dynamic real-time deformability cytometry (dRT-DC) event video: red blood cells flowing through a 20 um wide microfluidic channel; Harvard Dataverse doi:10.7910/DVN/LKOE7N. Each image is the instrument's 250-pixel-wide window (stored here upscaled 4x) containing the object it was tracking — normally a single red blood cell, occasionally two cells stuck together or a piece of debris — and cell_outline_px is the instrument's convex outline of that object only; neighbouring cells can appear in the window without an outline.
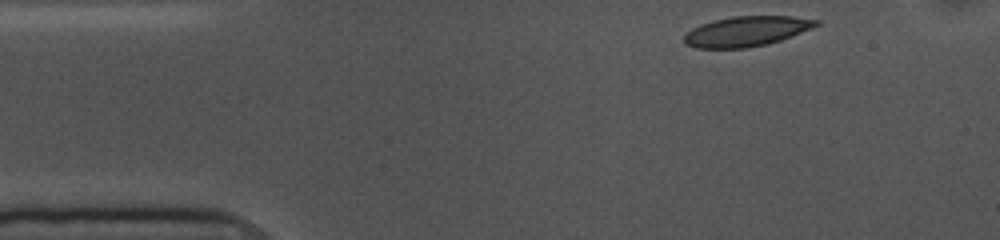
{"species": "common noctule bat (a hibernating species)", "species_latin": "Nyctalus noctula", "temperature_condition": "cold", "stored_images_in_passage": 49, "camera_frame_rate_fps": 3000, "um_per_image_px": 0.085, "animal": {"sex": "female", "body_mass_g": 10.0, "forearm_length_mm": 53.1}, "frame": {"image": 1, "passage_image": 1, "time_ms": 0.0, "image_size_px": [1000, 240], "cell_outline_px": [[820, 24], [812, 28], [780, 40], [768, 44], [748, 48], [696, 48], [684, 44], [684, 36], [692, 28], [700, 24], [712, 20], [732, 16], [792, 16], [820, 20]], "centroid_in_image_um": [63.44, 2.66], "position_along_channel_um": 21.6, "area_um2": 23.24}}
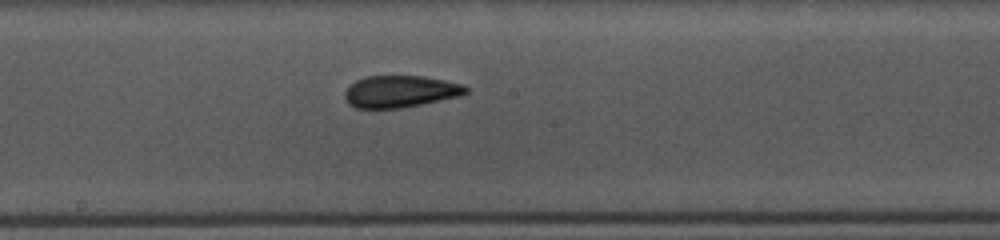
{"frame": {"image": 2, "passage_image": 22, "time_ms": 7.0, "image_size_px": [1000, 240], "cell_outline_px": [[468, 92], [460, 96], [400, 108], [356, 108], [348, 104], [344, 96], [344, 92], [356, 80], [368, 76], [424, 76], [464, 84], [468, 88]], "centroid_in_image_um": [34.03, 7.77], "position_along_channel_um": 214.2, "area_um2": 22.43}}
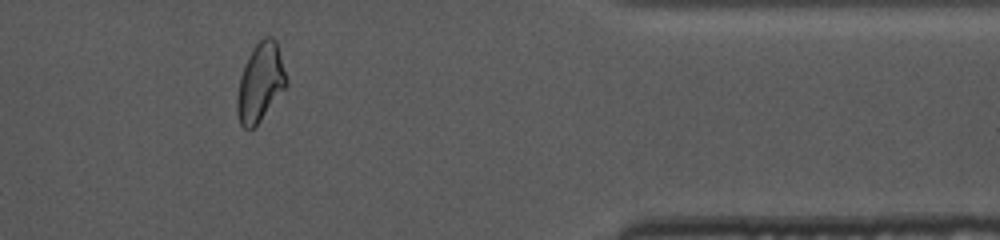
{"frame": {"image": 3, "passage_image": 39, "time_ms": 12.667, "image_size_px": [1000, 240], "cell_outline_px": [[288, 84], [260, 120], [252, 128], [244, 128], [240, 124], [236, 112], [236, 96], [240, 76], [244, 64], [252, 48], [264, 36], [272, 36], [276, 40], [288, 80]], "centroid_in_image_um": [22.11, 6.98], "position_along_channel_um": 389.3, "area_um2": 22.48}, "authors_computed_cell_mechanics": {"area_um2": 23.2934, "velocity_mm_per_s": 3.5904, "shape_relaxation_time_tau1_ms": 5.0937, "shape_relaxation_time_tau2_ms": 2.1494, "deformation_change_tau1": 0.1382, "deformation_change_tau2": 0.0839}}